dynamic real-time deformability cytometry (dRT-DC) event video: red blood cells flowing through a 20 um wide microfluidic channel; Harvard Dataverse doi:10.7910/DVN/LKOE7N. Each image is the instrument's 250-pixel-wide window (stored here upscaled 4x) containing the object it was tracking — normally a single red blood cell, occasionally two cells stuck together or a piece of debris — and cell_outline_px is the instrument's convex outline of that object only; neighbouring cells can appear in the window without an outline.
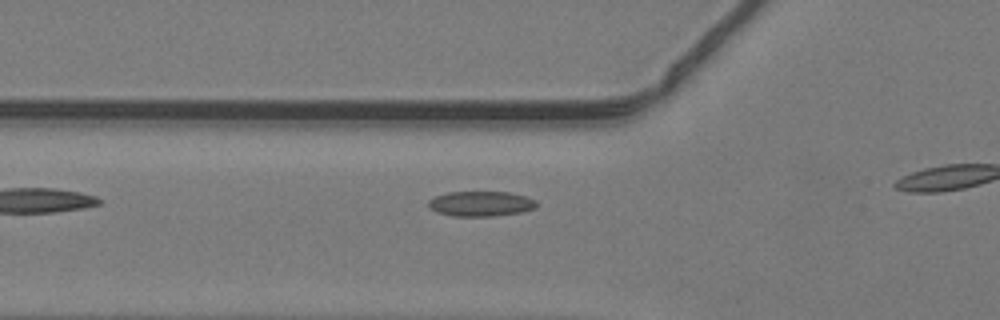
{"species": "common noctule bat (a hibernating species)", "species_latin": "Nyctalus noctula", "temperature_condition": "warm", "stored_images_in_passage": 18, "camera_frame_rate_fps": 3000, "um_per_image_px": 0.085, "animal": {"sex": "male", "body_mass_g": 19.2, "forearm_length_mm": 51.8}, "frame": {"image": 1, "passage_image": 2, "time_ms": 0.333, "image_size_px": [1000, 320], "cell_outline_px": [[536, 208], [520, 212], [492, 216], [452, 216], [436, 212], [428, 208], [428, 200], [436, 196], [448, 192], [508, 192], [524, 196], [536, 200]], "centroid_in_image_um": [40.83, 17.32], "position_along_channel_um": 85.0, "area_um2": 15.78}}
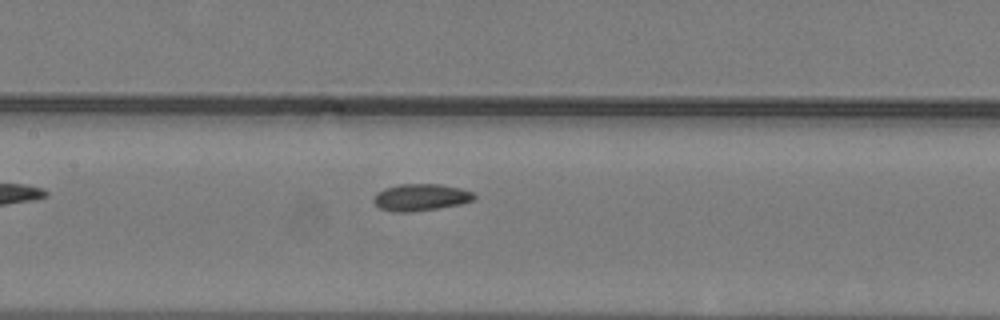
{"frame": {"image": 2, "passage_image": 8, "time_ms": 2.333, "image_size_px": [1000, 320], "cell_outline_px": [[476, 196], [472, 200], [460, 204], [436, 208], [408, 212], [392, 212], [380, 208], [372, 200], [376, 192], [384, 188], [400, 184], [440, 184], [460, 188], [472, 192]], "centroid_in_image_um": [35.72, 16.76], "position_along_channel_um": 171.7, "area_um2": 15.66}}
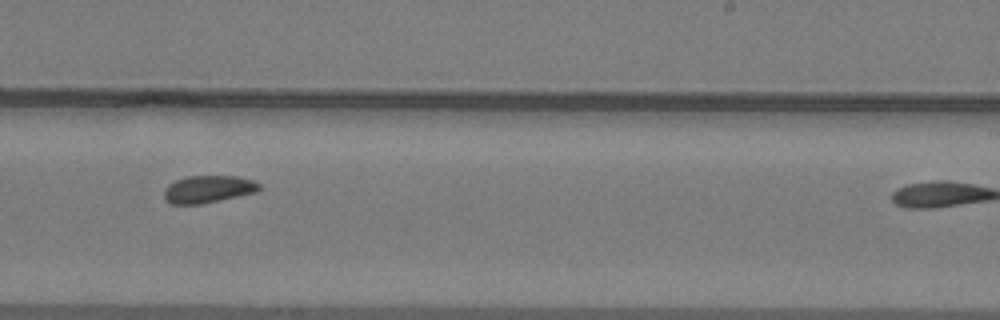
{"frame": {"image": 3, "passage_image": 15, "time_ms": 4.667, "image_size_px": [1000, 320], "cell_outline_px": [[260, 188], [256, 192], [204, 204], [172, 204], [164, 196], [164, 188], [168, 184], [176, 180], [188, 176], [236, 176], [252, 180], [260, 184]], "centroid_in_image_um": [17.69, 16.08], "position_along_channel_um": 271.3, "area_um2": 15.14}}